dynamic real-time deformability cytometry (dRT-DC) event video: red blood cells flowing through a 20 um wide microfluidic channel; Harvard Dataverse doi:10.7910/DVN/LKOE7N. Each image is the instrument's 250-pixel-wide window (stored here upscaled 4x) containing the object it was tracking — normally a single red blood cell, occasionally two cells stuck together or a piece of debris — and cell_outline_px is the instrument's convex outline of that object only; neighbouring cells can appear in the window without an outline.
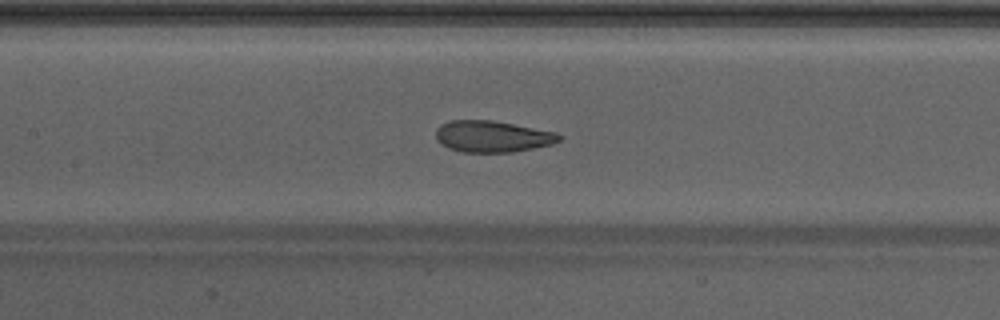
{"species": "Egyptian fruit bat (a non-hibernating species)", "species_latin": "Rousettus aegyptiacus", "temperature_condition": "warm", "stored_images_in_passage": 48, "camera_frame_rate_fps": 3000, "um_per_image_px": 0.085, "animal": {"sex": "male"}, "frame": {"image": 1, "passage_image": 23, "time_ms": 7.333, "image_size_px": [1000, 320], "cell_outline_px": [[564, 136], [560, 140], [552, 144], [512, 152], [460, 152], [448, 148], [436, 140], [436, 128], [440, 124], [452, 120], [492, 120], [556, 132]], "centroid_in_image_um": [41.83, 11.59], "position_along_channel_um": 165.6, "area_um2": 22.66}}
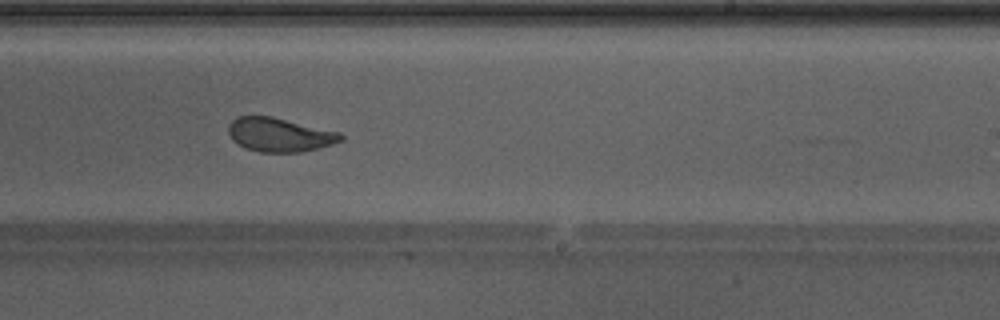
{"frame": {"image": 2, "passage_image": 30, "time_ms": 9.667, "image_size_px": [1000, 320], "cell_outline_px": [[344, 140], [332, 144], [300, 152], [260, 152], [244, 148], [232, 140], [228, 132], [228, 124], [236, 116], [272, 116], [340, 132], [344, 136]], "centroid_in_image_um": [23.74, 11.45], "position_along_channel_um": 265.3, "area_um2": 22.31}}
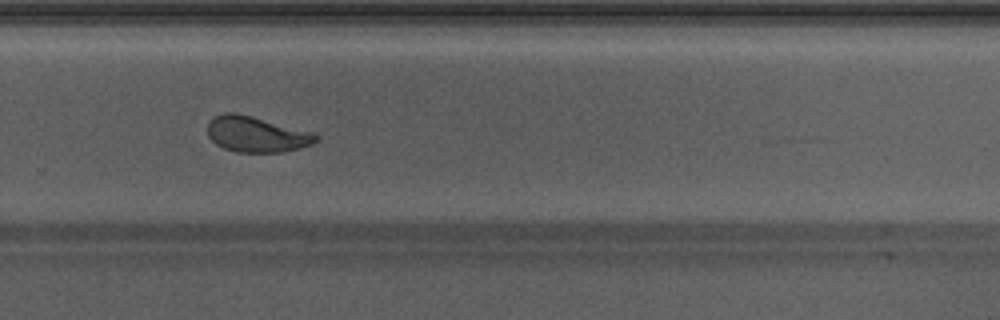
{"frame": {"image": 3, "passage_image": 33, "time_ms": 10.667, "image_size_px": [1000, 320], "cell_outline_px": [[320, 140], [312, 144], [300, 148], [280, 152], [236, 152], [224, 148], [216, 144], [208, 136], [208, 124], [216, 116], [224, 112], [236, 112], [252, 116], [312, 132], [320, 136]], "centroid_in_image_um": [21.82, 11.42], "position_along_channel_um": 308.0, "area_um2": 22.48}, "authors_computed_cell_mechanics": {"area_um2": 23.6402, "velocity_mm_per_s": 4.2908, "shape_relaxation_time_tau1_ms": 4.5586, "shape_relaxation_time_tau2_ms": 1.1125, "deformation_change_tau1": 0.1659, "deformation_change_tau2": 0.0862}}